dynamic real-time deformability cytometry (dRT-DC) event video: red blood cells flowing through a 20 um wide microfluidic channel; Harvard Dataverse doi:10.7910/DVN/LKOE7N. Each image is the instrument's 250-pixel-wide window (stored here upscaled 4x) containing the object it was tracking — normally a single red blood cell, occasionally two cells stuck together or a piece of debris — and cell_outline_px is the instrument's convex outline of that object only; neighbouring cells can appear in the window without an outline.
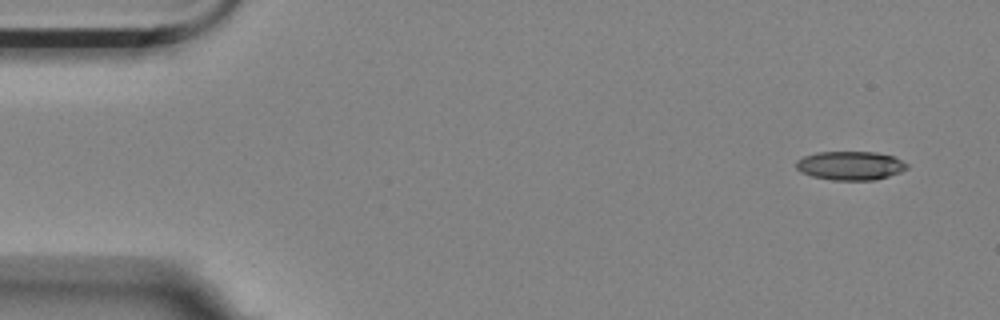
{"species": "Egyptian fruit bat (a non-hibernating species)", "species_latin": "Rousettus aegyptiacus", "temperature_condition": "room temperature", "stored_images_in_passage": 9, "camera_frame_rate_fps": 3000, "um_per_image_px": 0.085, "animal": {"sex": "female"}, "frame": {"image": 1, "passage_image": 1, "time_ms": 0.0, "image_size_px": [1000, 320], "cell_outline_px": [[908, 168], [900, 172], [876, 180], [832, 180], [812, 176], [800, 172], [796, 168], [796, 160], [804, 156], [816, 152], [876, 152], [892, 156], [908, 164]], "centroid_in_image_um": [72.25, 14.08], "position_along_channel_um": 12.7, "area_um2": 18.61}}
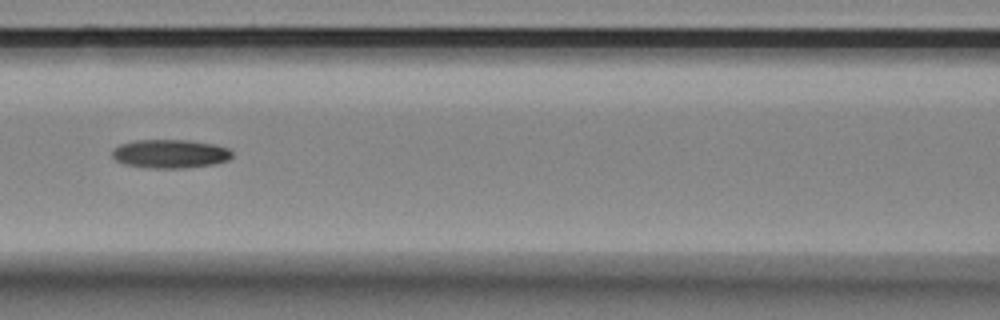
{"frame": {"image": 2, "passage_image": 7, "time_ms": 2.0, "image_size_px": [1000, 320], "cell_outline_px": [[232, 156], [228, 160], [212, 164], [184, 168], [148, 168], [124, 164], [116, 160], [112, 156], [112, 148], [120, 144], [136, 140], [192, 140], [216, 144], [228, 148], [232, 152]], "centroid_in_image_um": [14.45, 13.06], "position_along_channel_um": 152.1, "area_um2": 20.17}}
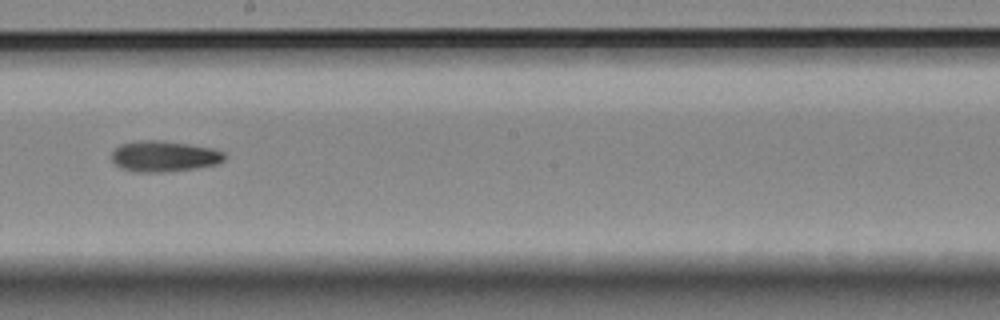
{"frame": {"image": 3, "passage_image": 9, "time_ms": 2.667, "image_size_px": [1000, 320], "cell_outline_px": [[224, 160], [216, 164], [196, 168], [164, 172], [140, 172], [124, 168], [116, 164], [112, 160], [112, 152], [120, 144], [136, 140], [160, 140], [188, 144], [212, 148], [224, 152]], "centroid_in_image_um": [13.95, 13.27], "position_along_channel_um": 234.3, "area_um2": 20.11}}